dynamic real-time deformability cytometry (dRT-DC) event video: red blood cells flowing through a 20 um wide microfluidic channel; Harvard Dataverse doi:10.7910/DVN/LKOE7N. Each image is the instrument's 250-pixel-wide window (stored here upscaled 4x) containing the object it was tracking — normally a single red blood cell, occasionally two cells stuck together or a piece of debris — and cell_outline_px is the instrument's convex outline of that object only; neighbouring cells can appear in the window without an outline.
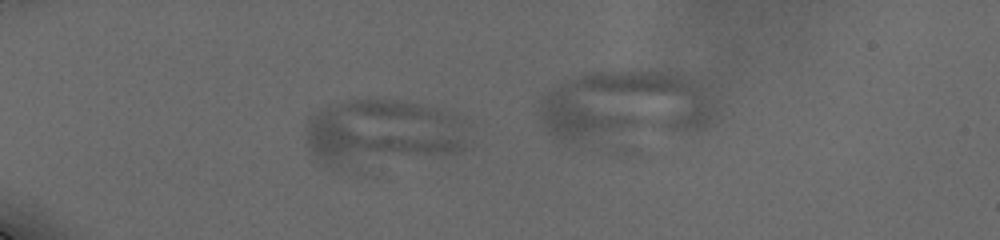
{"species": "human", "species_latin": "Homo sapiens", "temperature_condition": "cold", "stored_images_in_passage": 34, "segment_of_instrument_passage": [1, 2], "camera_frame_rate_fps": 3000, "um_per_image_px": 0.085, "donor": {"sex": "male"}, "frame": {"image": 1, "passage_image": 3, "time_ms": 1.667, "image_size_px": [1000, 240], "cell_outline_px": [[472, 148], [460, 152], [360, 176], [336, 172], [324, 168], [308, 152], [304, 136], [304, 128], [308, 116], [312, 112], [328, 104], [352, 100], [400, 100], [452, 112], [456, 116], [472, 140]], "centroid_in_image_um": [32.41, 11.5], "position_along_channel_um": 52.6, "area_um2": 69.48}}